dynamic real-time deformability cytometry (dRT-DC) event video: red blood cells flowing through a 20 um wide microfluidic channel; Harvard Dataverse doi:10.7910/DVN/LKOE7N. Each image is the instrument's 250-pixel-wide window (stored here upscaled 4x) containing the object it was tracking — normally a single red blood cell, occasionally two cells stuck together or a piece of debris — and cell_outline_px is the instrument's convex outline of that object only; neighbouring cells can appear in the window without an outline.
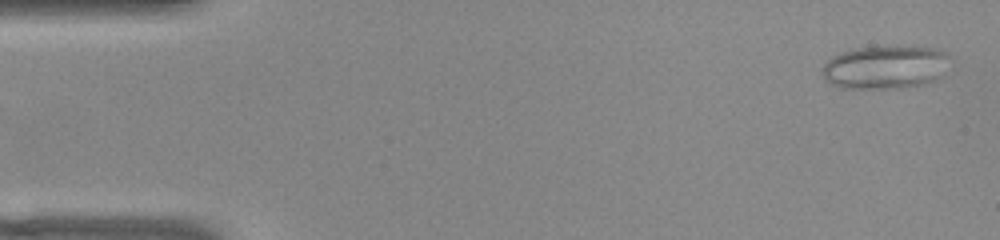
{"species": "common noctule bat (a hibernating species)", "species_latin": "Nyctalus noctula", "temperature_condition": "warm", "stored_images_in_passage": 52, "camera_frame_rate_fps": 3000, "um_per_image_px": 0.085, "animal": {"sex": "female", "body_mass_g": 22.0, "forearm_length_mm": 56.7}, "frame": {"image": 1, "passage_image": 2, "time_ms": 0.333, "image_size_px": [1000, 240], "cell_outline_px": [[952, 60], [944, 76], [936, 80], [924, 84], [904, 88], [836, 88], [828, 84], [824, 80], [820, 72], [824, 64], [832, 56], [840, 52], [856, 48], [892, 44], [912, 44], [936, 48], [948, 52]], "centroid_in_image_um": [75.31, 5.67], "position_along_channel_um": 9.7, "area_um2": 34.16}}
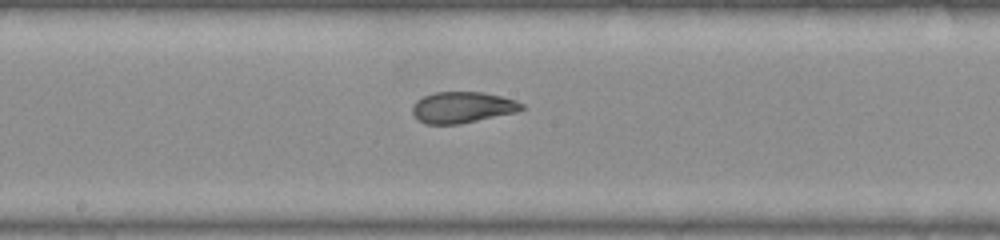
{"frame": {"image": 2, "passage_image": 27, "time_ms": 8.667, "image_size_px": [1000, 240], "cell_outline_px": [[524, 108], [516, 112], [460, 124], [424, 124], [412, 112], [412, 108], [416, 100], [424, 96], [436, 92], [480, 92], [500, 96], [516, 100], [524, 104]], "centroid_in_image_um": [39.31, 9.13], "position_along_channel_um": 208.9, "area_um2": 19.71}}
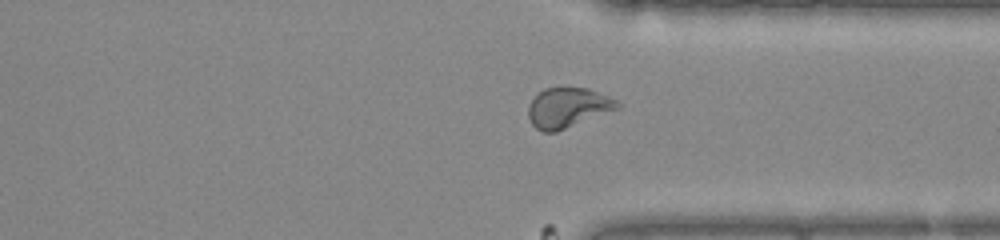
{"frame": {"image": 3, "passage_image": 39, "time_ms": 12.667, "image_size_px": [1000, 240], "cell_outline_px": [[620, 108], [556, 132], [544, 132], [536, 128], [532, 124], [528, 116], [528, 104], [544, 88], [588, 88], [608, 96], [616, 100], [620, 104]], "centroid_in_image_um": [48.26, 9.16], "position_along_channel_um": 363.1, "area_um2": 20.58}}